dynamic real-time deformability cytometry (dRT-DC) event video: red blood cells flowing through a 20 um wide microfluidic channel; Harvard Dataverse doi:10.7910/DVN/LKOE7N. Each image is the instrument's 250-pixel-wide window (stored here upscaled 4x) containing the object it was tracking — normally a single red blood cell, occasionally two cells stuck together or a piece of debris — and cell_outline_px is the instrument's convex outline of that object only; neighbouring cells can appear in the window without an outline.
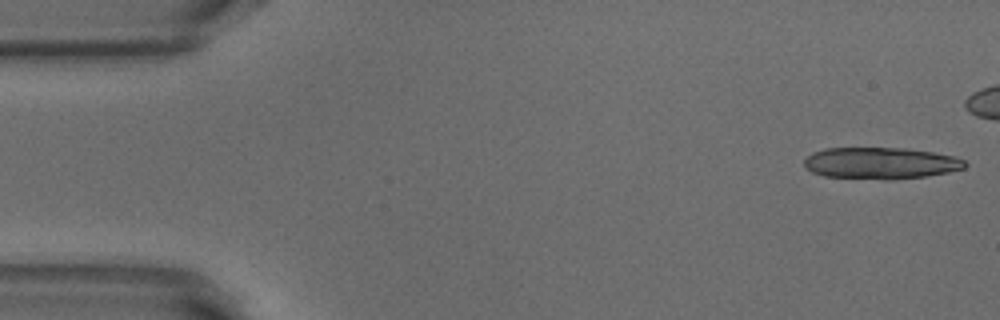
{"species": "common noctule bat (a hibernating species)", "species_latin": "Nyctalus noctula", "temperature_condition": "warm", "stored_images_in_passage": 40, "camera_frame_rate_fps": 3000, "um_per_image_px": 0.085, "animal": {"sex": "male", "body_mass_g": 18.8}, "frame": {"image": 1, "passage_image": 1, "time_ms": 0.0, "image_size_px": [1000, 320], "cell_outline_px": [[968, 164], [964, 168], [948, 172], [924, 176], [892, 180], [888, 180], [824, 176], [812, 172], [804, 168], [804, 160], [812, 152], [824, 148], [908, 148], [932, 152], [952, 156], [964, 160]], "centroid_in_image_um": [74.82, 13.87], "position_along_channel_um": 10.2, "area_um2": 29.71}, "authors_computed_cell_mechanics": {"area_um2": 17.9469, "velocity_mm_per_s": 3.8736, "shape_relaxation_time_tau1_ms": null, "shape_relaxation_time_tau2_ms": 1.7371, "deformation_change_tau1": null, "deformation_change_tau2": 0.1039}}